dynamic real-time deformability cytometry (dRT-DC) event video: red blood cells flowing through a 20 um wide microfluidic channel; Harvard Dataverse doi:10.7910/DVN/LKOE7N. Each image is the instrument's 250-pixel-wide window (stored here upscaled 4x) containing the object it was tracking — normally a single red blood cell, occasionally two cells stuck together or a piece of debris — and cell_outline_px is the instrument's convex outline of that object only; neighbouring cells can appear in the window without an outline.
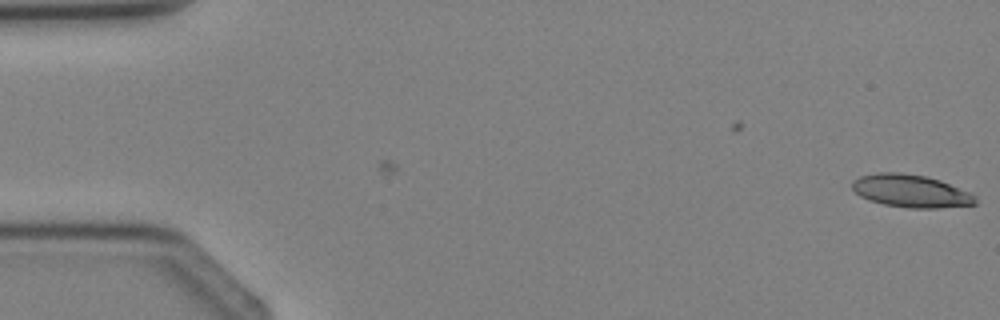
{"species": "Egyptian fruit bat (a non-hibernating species)", "species_latin": "Rousettus aegyptiacus", "temperature_condition": "cold", "stored_images_in_passage": 2, "camera_frame_rate_fps": 3000, "um_per_image_px": 0.085, "animal": {"sex": "female"}, "frame": {"image": 1, "passage_image": 2, "time_ms": 1.0, "image_size_px": [1000, 320], "cell_outline_px": [[976, 204], [940, 208], [908, 208], [884, 204], [868, 200], [860, 196], [852, 188], [852, 180], [860, 176], [876, 172], [900, 172], [924, 176], [940, 180], [972, 192], [976, 196]], "centroid_in_image_um": [77.43, 16.23], "position_along_channel_um": 7.6, "area_um2": 23.7}}